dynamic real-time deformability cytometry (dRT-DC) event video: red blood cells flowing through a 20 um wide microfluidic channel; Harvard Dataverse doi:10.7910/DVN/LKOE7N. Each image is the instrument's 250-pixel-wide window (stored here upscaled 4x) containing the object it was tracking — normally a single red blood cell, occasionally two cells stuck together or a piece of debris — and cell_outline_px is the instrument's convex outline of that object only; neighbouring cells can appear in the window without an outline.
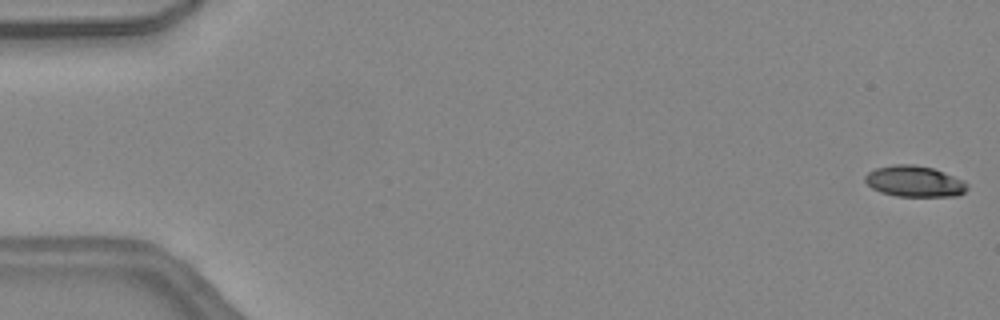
{"species": "common noctule bat (a hibernating species)", "species_latin": "Nyctalus noctula", "temperature_condition": "warm", "stored_images_in_passage": 46, "camera_frame_rate_fps": 3000, "um_per_image_px": 0.085, "animal": {"sex": "female", "body_mass_g": 24.6, "forearm_length_mm": 56.2}, "frame": {"image": 1, "passage_image": 1, "time_ms": 0.0, "image_size_px": [1000, 320], "cell_outline_px": [[968, 188], [964, 192], [956, 196], [896, 196], [880, 192], [872, 188], [864, 180], [864, 176], [868, 172], [876, 168], [892, 164], [912, 164], [932, 168], [964, 180], [968, 184]], "centroid_in_image_um": [77.72, 15.41], "position_along_channel_um": 7.3, "area_um2": 18.5}}
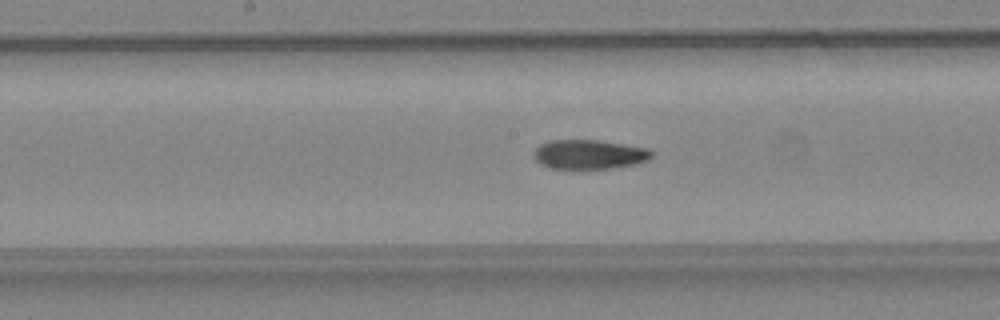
{"frame": {"image": 2, "passage_image": 24, "time_ms": 7.667, "image_size_px": [1000, 320], "cell_outline_px": [[652, 156], [648, 160], [636, 164], [612, 168], [552, 168], [540, 164], [532, 156], [532, 152], [540, 144], [548, 140], [596, 140], [648, 148], [652, 152]], "centroid_in_image_um": [50.05, 13.12], "position_along_channel_um": 198.2, "area_um2": 20.11}}
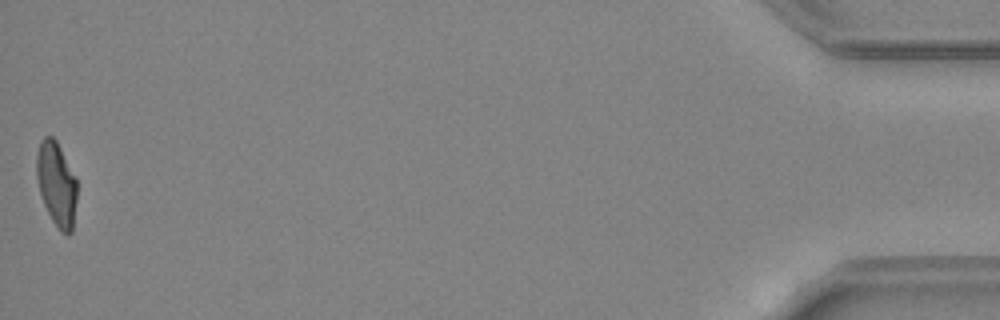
{"frame": {"image": 3, "passage_image": 46, "time_ms": 15.0, "image_size_px": [1000, 320], "cell_outline_px": [[76, 200], [72, 232], [68, 236], [60, 232], [52, 220], [44, 204], [40, 192], [36, 176], [36, 156], [40, 140], [44, 136], [52, 136], [56, 140], [76, 180]], "centroid_in_image_um": [4.78, 15.66], "position_along_channel_um": 430.4, "area_um2": 19.65}, "authors_computed_cell_mechanics": {"area_um2": 20.1144, "velocity_mm_per_s": 4.5201, "shape_relaxation_time_tau1_ms": 11.02, "shape_relaxation_time_tau2_ms": 4.02, "deformation_change_tau1": 0.3158, "deformation_change_tau2": 0.1205}}